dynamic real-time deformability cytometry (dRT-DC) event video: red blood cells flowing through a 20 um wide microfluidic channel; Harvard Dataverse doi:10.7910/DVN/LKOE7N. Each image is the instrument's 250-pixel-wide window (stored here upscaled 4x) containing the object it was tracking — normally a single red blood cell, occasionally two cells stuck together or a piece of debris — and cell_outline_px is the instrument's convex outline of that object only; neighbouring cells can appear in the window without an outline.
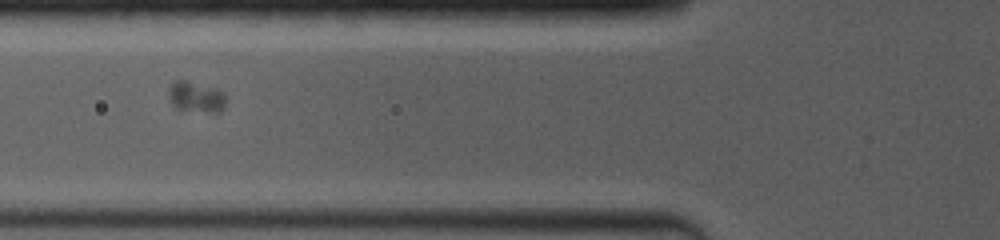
{"species": "common noctule bat (a hibernating species)", "species_latin": "Nyctalus noctula", "temperature_condition": "room temperature", "stored_images_in_passage": 17, "camera_frame_rate_fps": 4000, "um_per_image_px": 0.085, "animal": {"sex": "female", "body_mass_g": 19.0, "forearm_length_mm": 53.3}, "frame": {"image": 1, "passage_image": 16, "time_ms": 3.75, "image_size_px": [1000, 240], "cell_outline_px": [[224, 108], [220, 112], [180, 112], [172, 104], [172, 84], [176, 80], [188, 80], [216, 88], [224, 92]], "centroid_in_image_um": [16.71, 8.28], "position_along_channel_um": 109.1, "area_um2": 10.29}}